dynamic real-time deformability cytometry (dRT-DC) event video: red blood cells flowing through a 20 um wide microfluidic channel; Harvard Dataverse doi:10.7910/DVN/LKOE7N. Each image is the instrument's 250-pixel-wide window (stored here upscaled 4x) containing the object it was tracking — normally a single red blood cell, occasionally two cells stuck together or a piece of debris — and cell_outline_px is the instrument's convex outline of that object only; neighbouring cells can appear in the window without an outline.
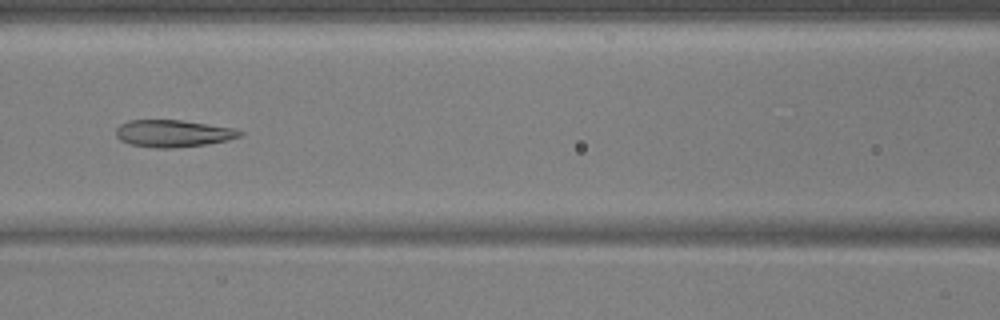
{"species": "common noctule bat (a hibernating species)", "species_latin": "Nyctalus noctula", "temperature_condition": "warm", "stored_images_in_passage": 55, "camera_frame_rate_fps": 3000, "um_per_image_px": 0.085, "animal": {"sex": "male", "body_mass_g": 17.9, "forearm_length_mm": 54.2}, "frame": {"image": 1, "passage_image": 25, "time_ms": 8.0, "image_size_px": [1000, 320], "cell_outline_px": [[244, 136], [228, 140], [208, 144], [172, 148], [156, 148], [128, 144], [120, 140], [116, 136], [116, 128], [120, 124], [128, 120], [180, 120], [236, 128], [244, 132]], "centroid_in_image_um": [14.74, 11.34], "position_along_channel_um": 151.9, "area_um2": 19.83}}
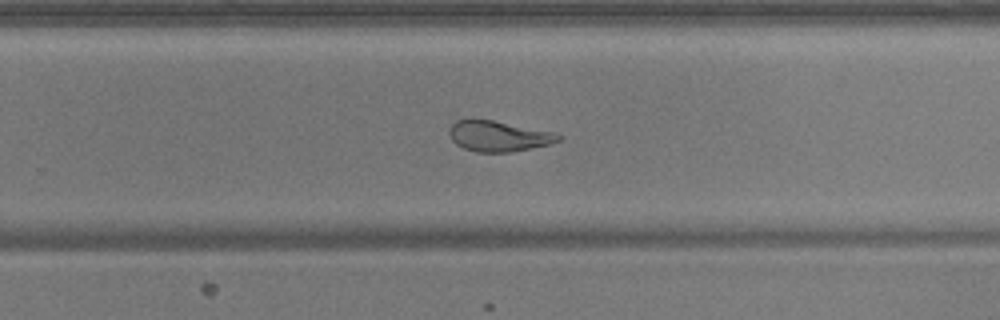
{"frame": {"image": 2, "passage_image": 36, "time_ms": 11.667, "image_size_px": [1000, 320], "cell_outline_px": [[564, 136], [560, 140], [548, 144], [512, 152], [476, 152], [464, 148], [456, 144], [452, 140], [448, 132], [448, 128], [456, 120], [468, 116], [472, 116], [552, 132]], "centroid_in_image_um": [42.28, 11.54], "position_along_channel_um": 287.5, "area_um2": 19.77}}
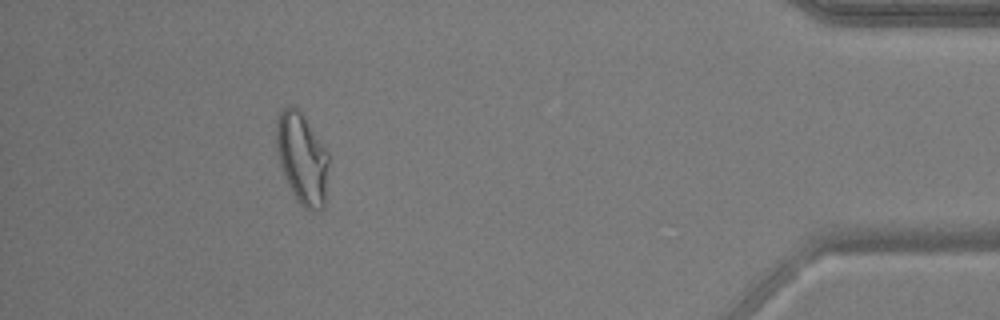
{"frame": {"image": 3, "passage_image": 50, "time_ms": 16.333, "image_size_px": [1000, 320], "cell_outline_px": [[328, 164], [324, 208], [312, 212], [304, 208], [296, 200], [284, 176], [280, 164], [276, 148], [276, 120], [280, 112], [288, 104], [292, 104], [304, 116], [328, 152]], "centroid_in_image_um": [25.66, 13.47], "position_along_channel_um": 409.5, "area_um2": 27.86}, "authors_computed_cell_mechanics": {"area_um2": 23.3512, "velocity_mm_per_s": 3.7155, "shape_relaxation_time_tau1_ms": 9.5225, "shape_relaxation_time_tau2_ms": 1.8692, "deformation_change_tau1": 0.2905, "deformation_change_tau2": 0.1084}}